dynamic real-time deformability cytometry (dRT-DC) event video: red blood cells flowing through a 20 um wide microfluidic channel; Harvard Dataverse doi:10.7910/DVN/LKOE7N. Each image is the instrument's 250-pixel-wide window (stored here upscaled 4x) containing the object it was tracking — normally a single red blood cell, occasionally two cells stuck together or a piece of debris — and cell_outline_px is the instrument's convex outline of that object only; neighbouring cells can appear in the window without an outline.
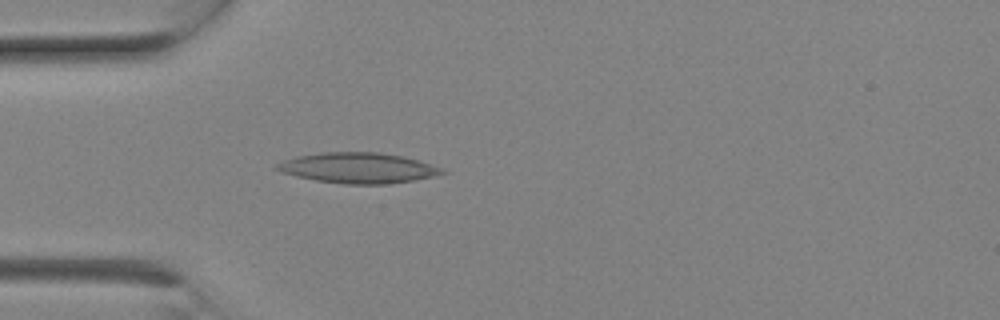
{"species": "Egyptian fruit bat (a non-hibernating species)", "species_latin": "Rousettus aegyptiacus", "temperature_condition": "room temperature", "stored_images_in_passage": 2, "camera_frame_rate_fps": 3000, "um_per_image_px": 0.085, "animal": {"sex": "female"}, "frame": {"image": 1, "passage_image": 2, "time_ms": 0.333, "image_size_px": [1000, 320], "cell_outline_px": [[448, 172], [432, 176], [412, 180], [384, 184], [344, 184], [316, 180], [296, 176], [280, 172], [272, 168], [276, 164], [284, 160], [296, 156], [320, 152], [380, 152], [404, 156], [440, 168]], "centroid_in_image_um": [30.35, 14.26], "position_along_channel_um": 54.6, "area_um2": 29.19}}